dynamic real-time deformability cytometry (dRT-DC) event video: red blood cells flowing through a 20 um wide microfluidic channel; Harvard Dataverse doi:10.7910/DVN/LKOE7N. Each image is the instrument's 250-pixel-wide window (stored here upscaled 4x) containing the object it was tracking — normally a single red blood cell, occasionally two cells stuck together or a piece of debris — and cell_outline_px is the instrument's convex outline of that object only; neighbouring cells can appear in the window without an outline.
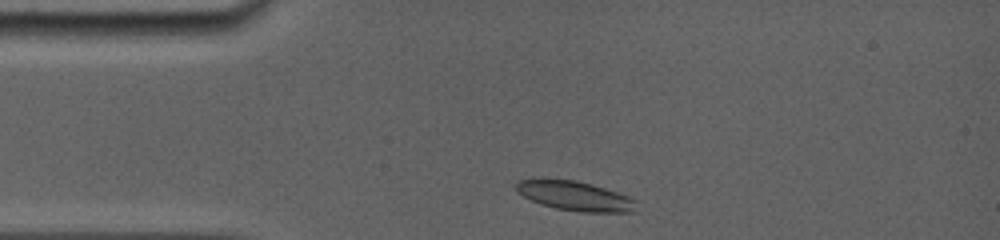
{"species": "common noctule bat (a hibernating species)", "species_latin": "Nyctalus noctula", "temperature_condition": "room temperature", "stored_images_in_passage": 30, "camera_frame_rate_fps": 5000, "um_per_image_px": 0.085, "animal": {"sex": "female", "body_mass_g": 19.0, "forearm_length_mm": 56.7}, "frame": {"image": 1, "passage_image": 3, "time_ms": 0.6, "image_size_px": [1000, 240], "cell_outline_px": [[636, 212], [576, 212], [556, 208], [532, 200], [516, 192], [516, 184], [520, 180], [576, 180], [592, 184], [628, 196], [636, 200]], "centroid_in_image_um": [48.93, 16.68], "position_along_channel_um": 36.1, "area_um2": 20.29}}
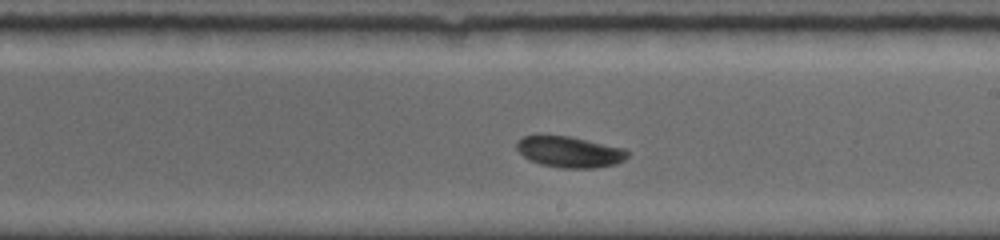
{"frame": {"image": 2, "passage_image": 18, "time_ms": 6.6, "image_size_px": [1000, 240], "cell_outline_px": [[628, 156], [624, 160], [616, 164], [596, 168], [560, 168], [540, 164], [528, 160], [516, 148], [516, 140], [524, 136], [568, 136], [624, 148], [628, 152]], "centroid_in_image_um": [48.4, 12.93], "position_along_channel_um": 240.6, "area_um2": 20.0}}
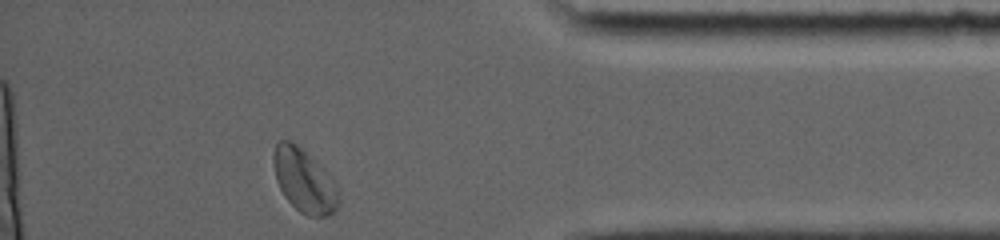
{"frame": {"image": 3, "passage_image": 30, "time_ms": 11.4, "image_size_px": [1000, 240], "cell_outline_px": [[336, 212], [328, 216], [308, 216], [300, 212], [284, 196], [276, 180], [272, 160], [272, 156], [276, 144], [280, 140], [292, 140], [324, 168], [328, 172], [336, 184]], "centroid_in_image_um": [25.82, 15.33], "position_along_channel_um": 409.4, "area_um2": 23.93}, "authors_computed_cell_mechanics": {"area_um2": 20.4901, "velocity_mm_per_s": 3.8733, "shape_relaxation_time_tau1_ms": 2.0336, "shape_relaxation_time_tau2_ms": 5.489, "deformation_change_tau1": 0.1067, "deformation_change_tau2": 0.0742}}